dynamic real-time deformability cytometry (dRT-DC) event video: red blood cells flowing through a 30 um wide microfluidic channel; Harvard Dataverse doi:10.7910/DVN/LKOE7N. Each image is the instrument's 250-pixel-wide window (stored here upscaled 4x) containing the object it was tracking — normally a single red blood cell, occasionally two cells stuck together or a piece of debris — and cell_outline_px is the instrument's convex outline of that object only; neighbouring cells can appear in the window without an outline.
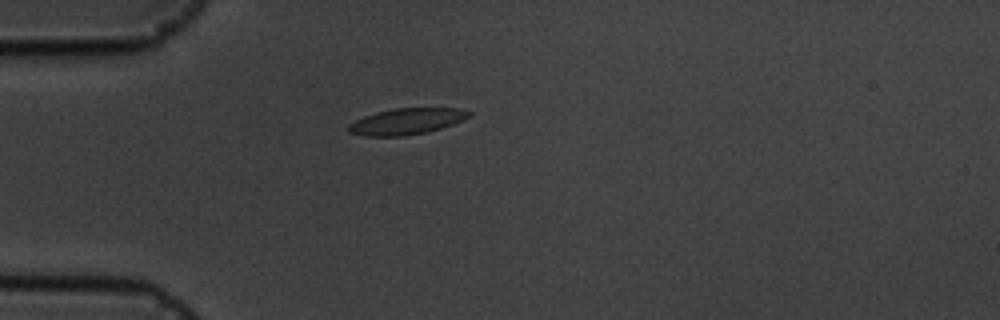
{"species": "common noctule bat (a hibernating species)", "species_latin": "Nyctalus noctula", "temperature_condition": "cold", "stored_images_in_passage": 2, "camera_frame_rate_fps": 3000, "um_per_image_px": 0.085, "animal": {"sex": "male", "body_mass_g": 19.5, "forearm_length_mm": 54.6}, "frame": {"image": 1, "passage_image": 2, "time_ms": 1.0, "image_size_px": [1000, 320], "cell_outline_px": [[472, 112], [468, 116], [452, 124], [428, 132], [404, 136], [364, 136], [348, 132], [344, 128], [348, 124], [364, 116], [376, 112], [396, 108], [460, 108]], "centroid_in_image_um": [34.49, 10.32], "position_along_channel_um": 50.5, "area_um2": 18.38}}